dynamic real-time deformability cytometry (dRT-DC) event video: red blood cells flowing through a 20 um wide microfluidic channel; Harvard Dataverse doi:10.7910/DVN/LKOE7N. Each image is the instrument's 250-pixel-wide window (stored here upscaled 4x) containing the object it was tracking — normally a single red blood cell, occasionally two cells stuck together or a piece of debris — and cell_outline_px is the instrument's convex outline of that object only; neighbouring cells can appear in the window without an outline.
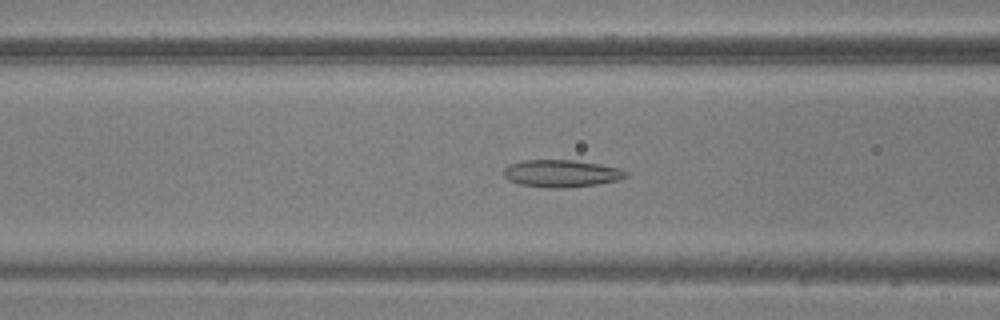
{"species": "common noctule bat (a hibernating species)", "species_latin": "Nyctalus noctula", "temperature_condition": "warm", "stored_images_in_passage": 40, "camera_frame_rate_fps": 3000, "um_per_image_px": 0.085, "animal": {"sex": "male", "body_mass_g": 20.5, "forearm_length_mm": 52.5}, "frame": {"image": 1, "passage_image": 10, "time_ms": 3.0, "image_size_px": [1000, 320], "cell_outline_px": [[628, 176], [616, 180], [596, 184], [564, 188], [552, 188], [520, 184], [508, 180], [504, 176], [504, 168], [508, 164], [524, 160], [572, 160], [600, 164], [620, 168], [628, 172]], "centroid_in_image_um": [47.7, 14.73], "position_along_channel_um": 118.9, "area_um2": 19.36}}
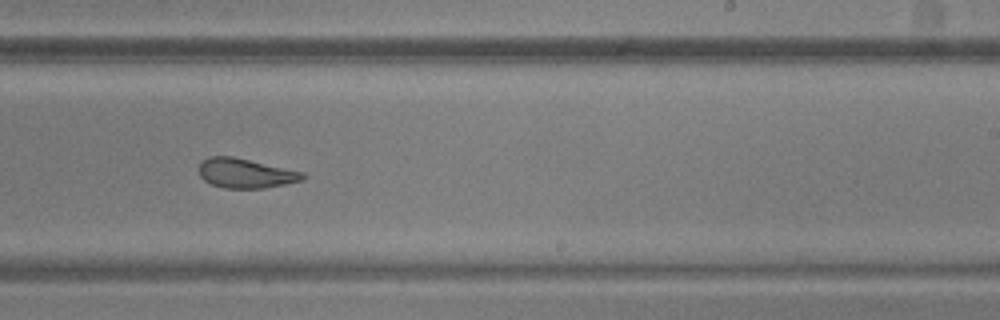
{"frame": {"image": 2, "passage_image": 21, "time_ms": 6.667, "image_size_px": [1000, 320], "cell_outline_px": [[308, 176], [304, 180], [264, 188], [224, 188], [212, 184], [204, 180], [200, 176], [196, 168], [200, 160], [208, 156], [232, 156], [304, 172]], "centroid_in_image_um": [20.83, 14.71], "position_along_channel_um": 268.2, "area_um2": 18.15}}
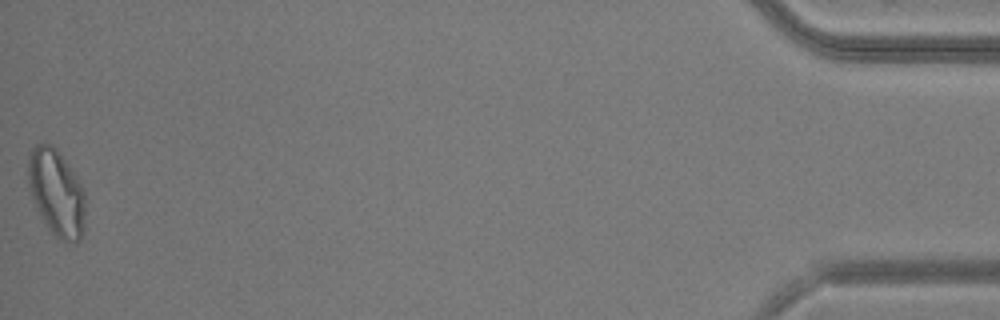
{"frame": {"image": 3, "passage_image": 40, "time_ms": 13.0, "image_size_px": [1000, 320], "cell_outline_px": [[84, 228], [80, 240], [76, 244], [64, 240], [56, 236], [48, 228], [40, 216], [32, 196], [28, 184], [28, 160], [32, 148], [36, 144], [52, 144], [56, 148], [76, 176], [84, 192]], "centroid_in_image_um": [4.8, 16.39], "position_along_channel_um": 430.4, "area_um2": 28.55}}